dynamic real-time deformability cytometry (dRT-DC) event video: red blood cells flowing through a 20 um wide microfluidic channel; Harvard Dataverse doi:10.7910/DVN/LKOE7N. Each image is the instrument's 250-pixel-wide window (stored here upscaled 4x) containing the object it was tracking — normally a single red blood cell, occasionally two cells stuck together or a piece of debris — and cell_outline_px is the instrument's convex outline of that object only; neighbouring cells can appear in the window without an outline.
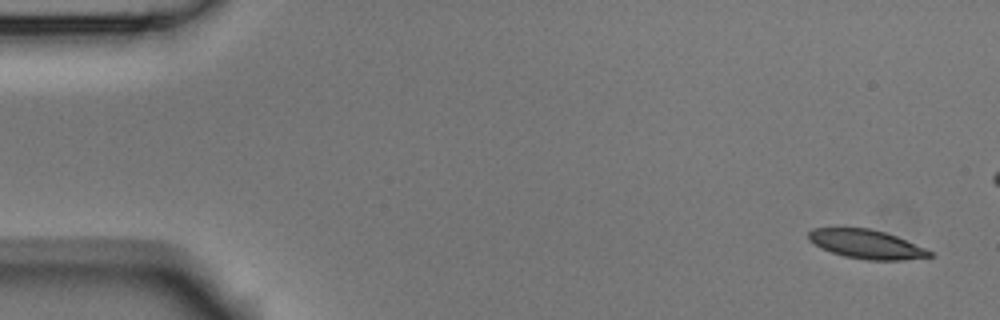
{"species": "Egyptian fruit bat (a non-hibernating species)", "species_latin": "Rousettus aegyptiacus", "temperature_condition": "room temperature", "stored_images_in_passage": 10, "segment_of_instrument_passage": [1, 2], "camera_frame_rate_fps": 3000, "um_per_image_px": 0.085, "animal": {"sex": "male"}, "frame": {"image": 1, "passage_image": 1, "time_ms": 0.0, "image_size_px": [1000, 320], "cell_outline_px": [[936, 256], [904, 260], [868, 260], [844, 256], [820, 248], [808, 240], [808, 232], [812, 228], [868, 228], [884, 232], [896, 236], [924, 248], [932, 252]], "centroid_in_image_um": [73.63, 20.76], "position_along_channel_um": 11.4, "area_um2": 20.35}}
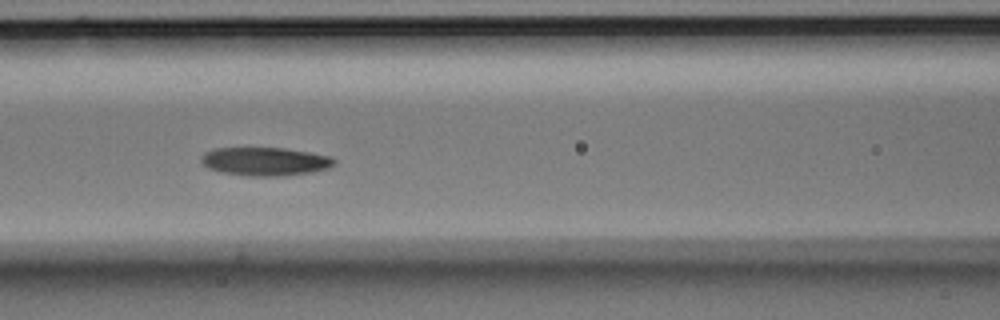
{"frame": {"image": 2, "passage_image": 7, "time_ms": 2.0, "image_size_px": [1000, 320], "cell_outline_px": [[336, 160], [328, 168], [312, 172], [284, 176], [248, 176], [224, 172], [208, 168], [200, 160], [200, 156], [204, 152], [216, 148], [284, 148], [332, 156]], "centroid_in_image_um": [22.53, 13.72], "position_along_channel_um": 144.1, "area_um2": 21.96}}
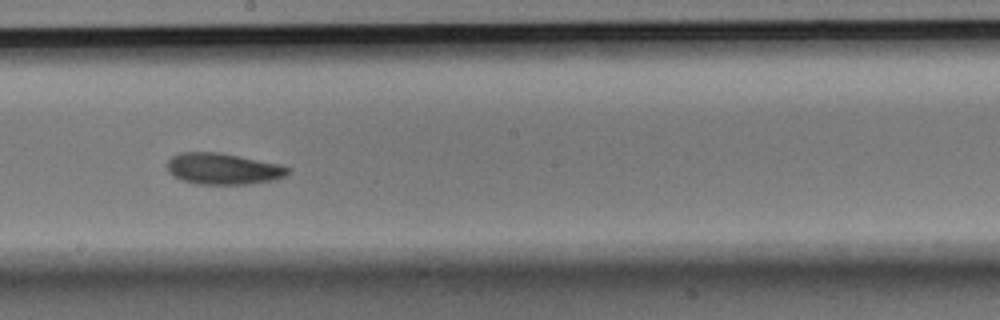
{"frame": {"image": 3, "passage_image": 9, "time_ms": 2.667, "image_size_px": [1000, 320], "cell_outline_px": [[292, 168], [284, 176], [276, 180], [248, 184], [196, 184], [172, 176], [168, 172], [168, 160], [172, 156], [180, 152], [220, 152], [276, 164]], "centroid_in_image_um": [18.94, 14.35], "position_along_channel_um": 229.3, "area_um2": 21.91}}